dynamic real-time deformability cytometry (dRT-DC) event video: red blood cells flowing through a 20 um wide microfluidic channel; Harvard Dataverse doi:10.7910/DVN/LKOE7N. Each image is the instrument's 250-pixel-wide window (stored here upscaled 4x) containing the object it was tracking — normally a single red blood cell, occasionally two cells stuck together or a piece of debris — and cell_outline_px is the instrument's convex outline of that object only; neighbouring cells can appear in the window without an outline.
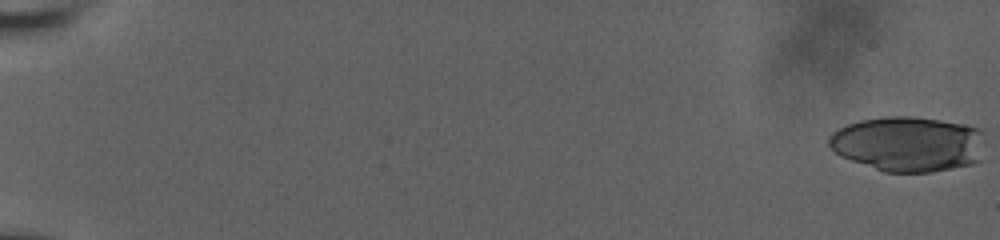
{"species": "human", "species_latin": "Homo sapiens", "temperature_condition": "room temperature", "stored_images_in_passage": 62, "camera_frame_rate_fps": 3000, "um_per_image_px": 0.085, "donor": {"sex": "male"}, "frame": {"image": 1, "passage_image": 1, "time_ms": 0.0, "image_size_px": [1000, 240], "cell_outline_px": [[984, 144], [980, 160], [972, 164], [932, 172], [884, 172], [840, 156], [828, 144], [828, 136], [832, 132], [848, 124], [860, 120], [884, 116], [912, 116], [940, 120], [964, 124], [980, 128], [984, 132]], "centroid_in_image_um": [77.23, 12.23], "position_along_channel_um": 7.8, "area_um2": 50.58}}
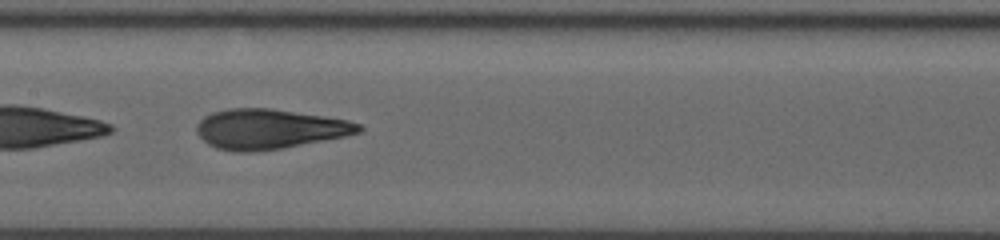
{"frame": {"image": 2, "passage_image": 35, "time_ms": 11.333, "image_size_px": [1000, 240], "cell_outline_px": [[364, 128], [360, 132], [344, 136], [280, 148], [252, 152], [236, 152], [216, 148], [208, 144], [196, 132], [196, 124], [204, 116], [212, 112], [228, 108], [272, 108], [324, 116], [348, 120], [360, 124]], "centroid_in_image_um": [22.86, 10.95], "position_along_channel_um": 184.5, "area_um2": 37.57}}
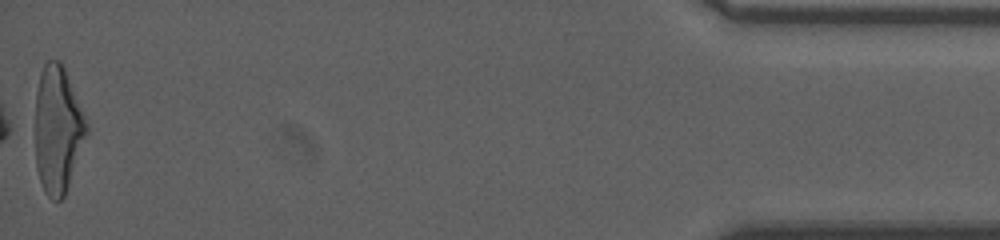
{"frame": {"image": 3, "passage_image": 62, "time_ms": 20.333, "image_size_px": [1000, 240], "cell_outline_px": [[88, 132], [64, 196], [60, 200], [52, 200], [44, 192], [36, 168], [36, 92], [40, 72], [44, 64], [48, 60], [60, 60], [64, 68], [88, 124]], "centroid_in_image_um": [4.9, 11.01], "position_along_channel_um": 430.3, "area_um2": 37.63}, "authors_computed_cell_mechanics": {"area_um2": 37.9457, "velocity_mm_per_s": 3.672, "shape_relaxation_time_tau1_ms": 4.9551, "shape_relaxation_time_tau2_ms": 1.2771, "deformation_change_tau1": 0.2188, "deformation_change_tau2": 0.0995}}